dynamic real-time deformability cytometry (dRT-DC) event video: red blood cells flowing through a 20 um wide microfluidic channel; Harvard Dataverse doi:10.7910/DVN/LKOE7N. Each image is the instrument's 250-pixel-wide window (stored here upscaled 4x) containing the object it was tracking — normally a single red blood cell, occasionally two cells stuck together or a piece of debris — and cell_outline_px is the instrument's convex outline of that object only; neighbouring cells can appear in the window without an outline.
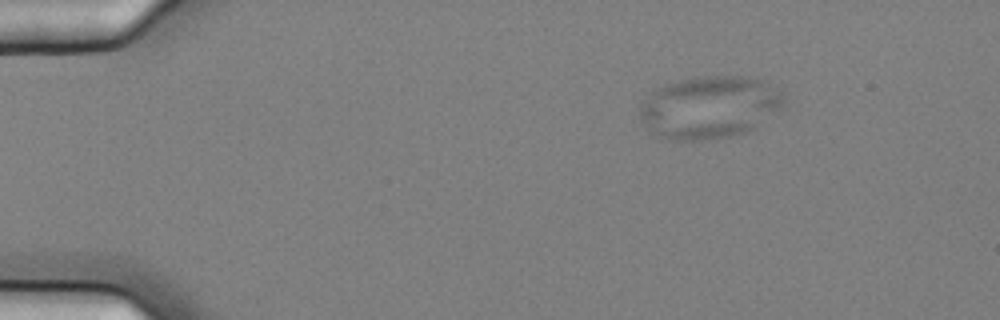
{"species": "common noctule bat (a hibernating species)", "species_latin": "Nyctalus noctula", "temperature_condition": "cold", "stored_images_in_passage": 49, "camera_frame_rate_fps": 3000, "um_per_image_px": 0.085, "animal": {"sex": "female", "body_mass_g": 25.1}, "frame": {"image": 1, "passage_image": 1, "time_ms": 0.0, "image_size_px": [1000, 320], "cell_outline_px": [[784, 104], [780, 108], [748, 132], [728, 136], [700, 140], [672, 140], [660, 136], [652, 132], [640, 116], [640, 104], [656, 88], [664, 84], [696, 76], [748, 76], [760, 80], [768, 84], [780, 92], [784, 96]], "centroid_in_image_um": [60.29, 9.1], "position_along_channel_um": 24.7, "area_um2": 51.9}}
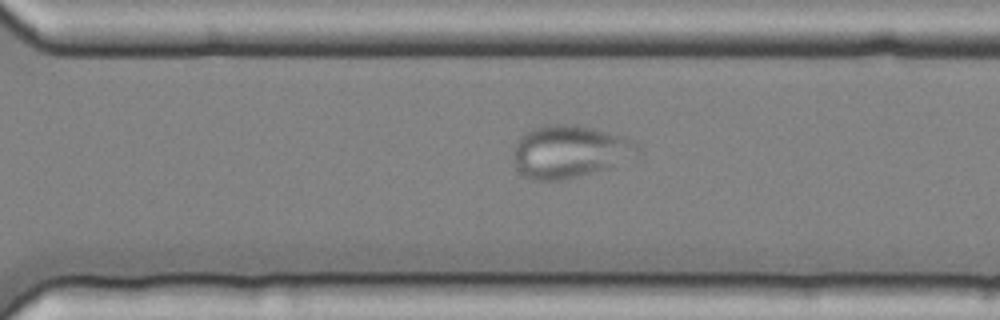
{"frame": {"image": 2, "passage_image": 33, "time_ms": 10.667, "image_size_px": [1000, 320], "cell_outline_px": [[640, 152], [636, 156], [608, 168], [560, 180], [532, 180], [524, 176], [520, 172], [512, 156], [512, 148], [516, 140], [520, 136], [532, 128], [548, 124], [572, 124], [592, 128], [608, 132], [632, 140], [636, 144]], "centroid_in_image_um": [48.36, 12.87], "position_along_channel_um": 322.2, "area_um2": 37.92}}
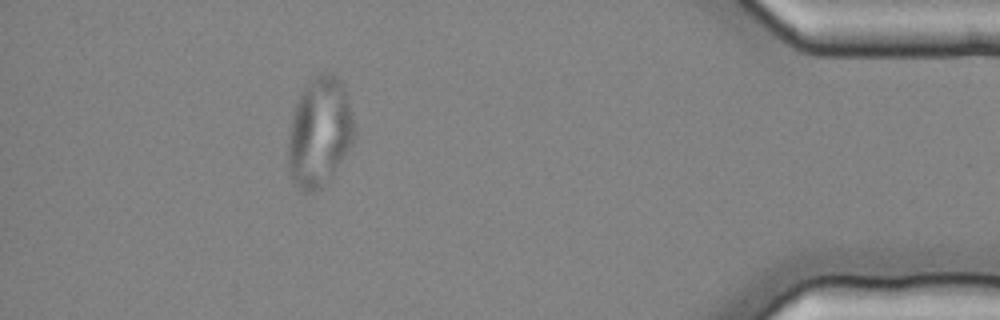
{"frame": {"image": 3, "passage_image": 44, "time_ms": 14.333, "image_size_px": [1000, 320], "cell_outline_px": [[352, 144], [332, 172], [312, 192], [300, 192], [296, 188], [288, 172], [288, 136], [292, 116], [296, 104], [304, 88], [320, 72], [332, 72], [340, 80], [352, 116]], "centroid_in_image_um": [27.09, 11.23], "position_along_channel_um": 408.1, "area_um2": 40.92}}